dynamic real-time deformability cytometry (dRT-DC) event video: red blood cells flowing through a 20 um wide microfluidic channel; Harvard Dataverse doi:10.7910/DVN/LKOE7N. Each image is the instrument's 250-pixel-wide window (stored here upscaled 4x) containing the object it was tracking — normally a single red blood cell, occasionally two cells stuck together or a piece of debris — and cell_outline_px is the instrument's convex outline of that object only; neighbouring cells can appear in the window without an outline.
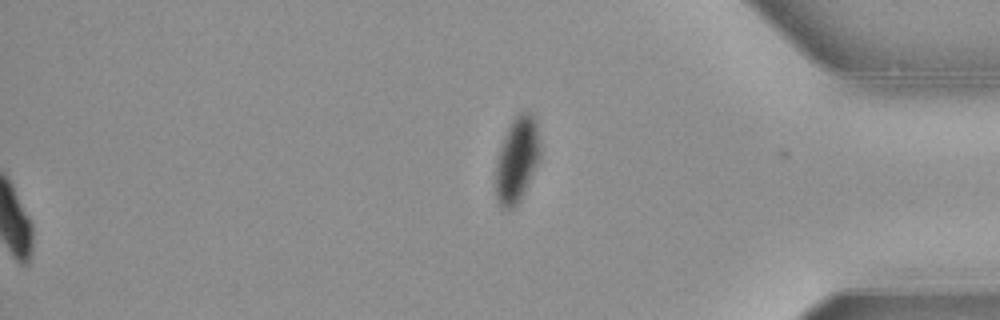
{"species": "common noctule bat (a hibernating species)", "species_latin": "Nyctalus noctula", "temperature_condition": "warm", "stored_images_in_passage": 40, "segment_of_instrument_passage": [2, 2], "camera_frame_rate_fps": 3000, "um_per_image_px": 0.085, "animal": {"sex": "female", "body_mass_g": 21.9}, "frame": {"image": 1, "passage_image": 40, "time_ms": 13.0, "image_size_px": [1000, 320], "cell_outline_px": [[540, 160], [520, 200], [508, 212], [500, 208], [496, 200], [496, 160], [504, 136], [512, 120], [520, 112], [528, 112], [536, 120], [540, 140]], "centroid_in_image_um": [43.94, 13.61], "position_along_channel_um": 391.3, "area_um2": 22.31}}